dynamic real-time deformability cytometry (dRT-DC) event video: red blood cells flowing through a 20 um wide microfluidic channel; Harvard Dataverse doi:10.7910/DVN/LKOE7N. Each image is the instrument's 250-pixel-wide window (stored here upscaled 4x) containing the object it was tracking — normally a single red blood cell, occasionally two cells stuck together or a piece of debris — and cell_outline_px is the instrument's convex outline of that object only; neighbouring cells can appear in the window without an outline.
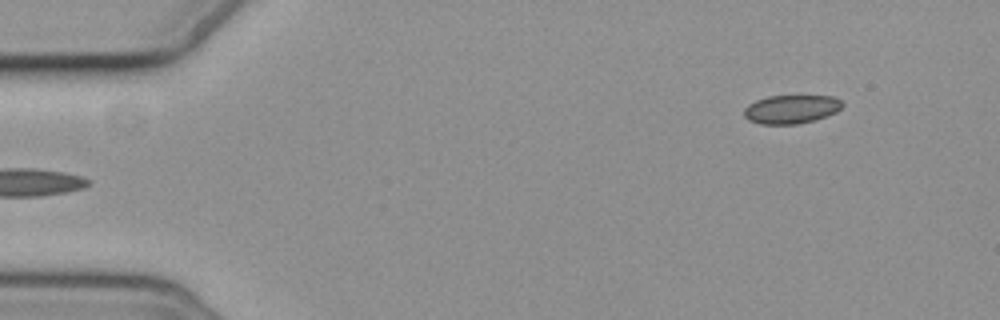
{"species": "common noctule bat (a hibernating species)", "species_latin": "Nyctalus noctula", "temperature_condition": "cold", "stored_images_in_passage": 2, "camera_frame_rate_fps": 3000, "um_per_image_px": 0.085, "animal": {"sex": "female", "body_mass_g": 19.3, "forearm_length_mm": 54.1}, "frame": {"image": 1, "passage_image": 2, "time_ms": 1.0, "image_size_px": [1000, 320], "cell_outline_px": [[844, 104], [836, 112], [812, 120], [796, 124], [760, 124], [748, 120], [744, 116], [744, 108], [748, 104], [756, 100], [768, 96], [832, 96], [840, 100]], "centroid_in_image_um": [67.21, 9.28], "position_along_channel_um": 17.8, "area_um2": 16.24}}